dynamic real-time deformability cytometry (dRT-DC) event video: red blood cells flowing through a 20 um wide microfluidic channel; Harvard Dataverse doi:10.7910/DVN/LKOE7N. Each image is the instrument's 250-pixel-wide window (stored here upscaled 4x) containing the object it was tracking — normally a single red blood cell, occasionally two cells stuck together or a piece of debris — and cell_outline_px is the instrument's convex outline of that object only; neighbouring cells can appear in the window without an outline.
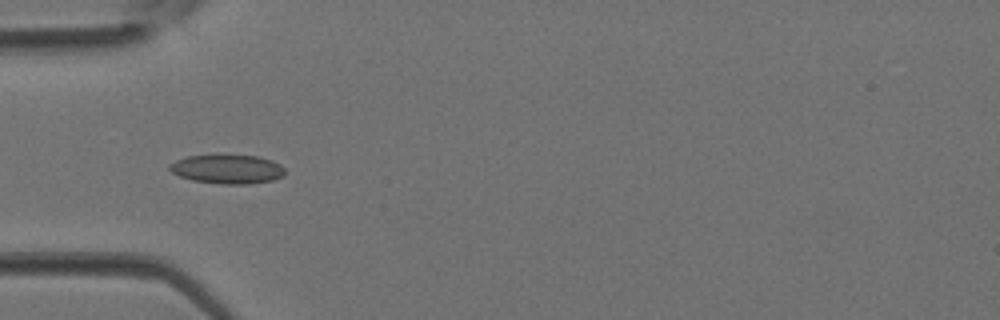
{"species": "Egyptian fruit bat (a non-hibernating species)", "species_latin": "Rousettus aegyptiacus", "temperature_condition": "room temperature", "stored_images_in_passage": 4, "camera_frame_rate_fps": 3000, "um_per_image_px": 0.085, "animal": {"sex": "female"}, "frame": {"image": 1, "passage_image": 4, "time_ms": 1.0, "image_size_px": [1000, 320], "cell_outline_px": [[284, 176], [272, 180], [248, 184], [220, 184], [192, 180], [180, 176], [172, 172], [168, 168], [168, 164], [176, 160], [188, 156], [256, 156], [272, 160], [280, 164], [284, 168]], "centroid_in_image_um": [19.32, 14.39], "position_along_channel_um": 65.7, "area_um2": 19.31}}